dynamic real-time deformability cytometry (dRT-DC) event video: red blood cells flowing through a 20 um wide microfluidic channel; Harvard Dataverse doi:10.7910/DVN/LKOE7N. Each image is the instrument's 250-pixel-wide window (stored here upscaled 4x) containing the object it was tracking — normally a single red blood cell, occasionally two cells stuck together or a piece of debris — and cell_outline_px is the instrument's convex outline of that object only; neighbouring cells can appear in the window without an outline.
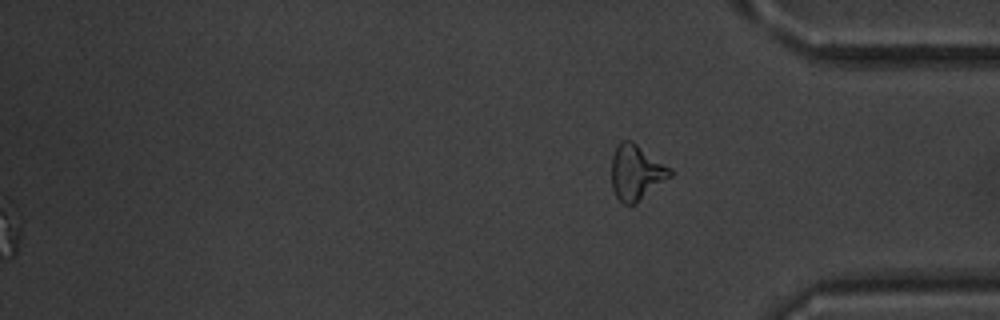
{"species": "common noctule bat (a hibernating species)", "species_latin": "Nyctalus noctula", "temperature_condition": "warm", "stored_images_in_passage": 38, "segment_of_instrument_passage": [2, 2], "camera_frame_rate_fps": 3000, "um_per_image_px": 0.085, "animal": {"sex": "male", "body_mass_g": 20.1, "forearm_length_mm": 53.5}, "frame": {"image": 1, "passage_image": 38, "time_ms": 12.333, "image_size_px": [1000, 320], "cell_outline_px": [[672, 176], [636, 204], [624, 204], [616, 196], [612, 188], [612, 156], [620, 140], [632, 140], [672, 168]], "centroid_in_image_um": [54.1, 14.65], "position_along_channel_um": 381.1, "area_um2": 19.02}}